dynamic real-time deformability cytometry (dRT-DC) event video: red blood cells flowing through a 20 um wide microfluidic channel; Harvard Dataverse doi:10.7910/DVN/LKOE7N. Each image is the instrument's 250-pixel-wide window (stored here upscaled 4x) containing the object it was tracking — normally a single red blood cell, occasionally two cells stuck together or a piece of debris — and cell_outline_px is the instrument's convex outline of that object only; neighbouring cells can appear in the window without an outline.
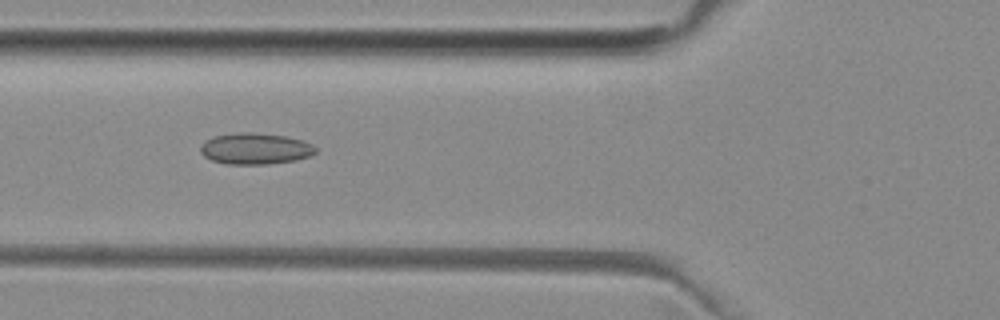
{"species": "common noctule bat (a hibernating species)", "species_latin": "Nyctalus noctula", "temperature_condition": "room temperature", "stored_images_in_passage": 21, "camera_frame_rate_fps": 3000, "um_per_image_px": 0.085, "animal": {"sex": "female", "body_mass_g": 29.2, "forearm_length_mm": 56.3}, "frame": {"image": 1, "passage_image": 4, "time_ms": 1.0, "image_size_px": [1000, 320], "cell_outline_px": [[316, 152], [308, 156], [296, 160], [268, 164], [224, 164], [212, 160], [204, 156], [200, 152], [200, 148], [204, 140], [212, 136], [240, 132], [252, 132], [284, 136], [304, 140], [312, 144], [316, 148]], "centroid_in_image_um": [21.67, 12.63], "position_along_channel_um": 104.1, "area_um2": 21.1}}
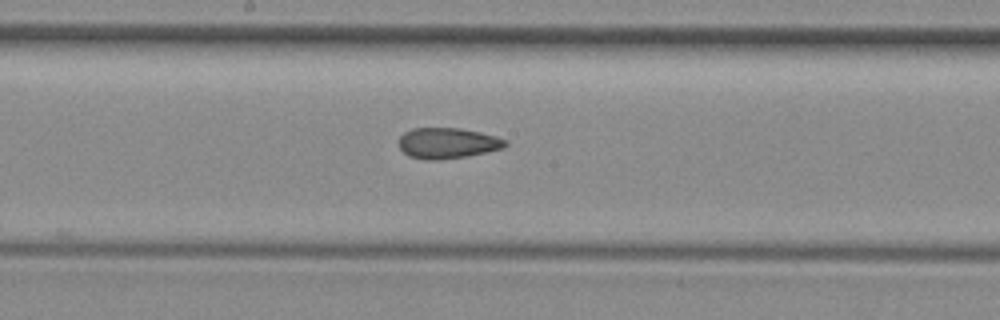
{"frame": {"image": 2, "passage_image": 12, "time_ms": 3.667, "image_size_px": [1000, 320], "cell_outline_px": [[508, 144], [504, 148], [468, 156], [436, 160], [424, 160], [408, 156], [400, 148], [400, 136], [404, 132], [412, 128], [460, 128], [480, 132], [496, 136], [508, 140]], "centroid_in_image_um": [38.06, 12.17], "position_along_channel_um": 210.1, "area_um2": 19.19}}
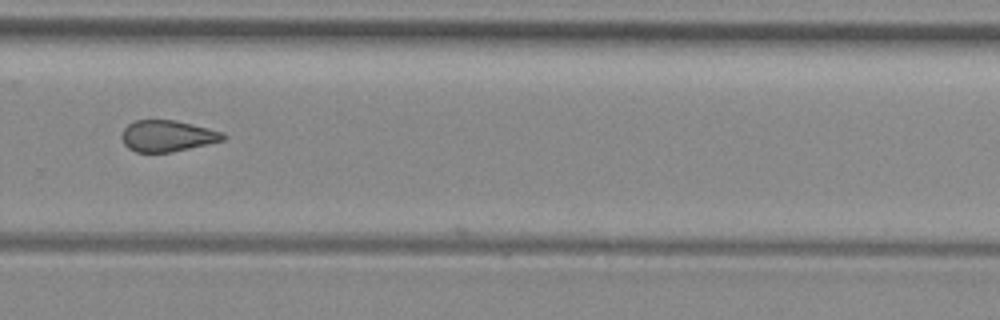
{"frame": {"image": 3, "passage_image": 20, "time_ms": 6.333, "image_size_px": [1000, 320], "cell_outline_px": [[228, 136], [224, 140], [172, 152], [136, 152], [128, 148], [124, 144], [120, 136], [124, 128], [128, 124], [136, 120], [176, 120], [224, 132]], "centroid_in_image_um": [14.22, 11.55], "position_along_channel_um": 315.6, "area_um2": 18.55}}